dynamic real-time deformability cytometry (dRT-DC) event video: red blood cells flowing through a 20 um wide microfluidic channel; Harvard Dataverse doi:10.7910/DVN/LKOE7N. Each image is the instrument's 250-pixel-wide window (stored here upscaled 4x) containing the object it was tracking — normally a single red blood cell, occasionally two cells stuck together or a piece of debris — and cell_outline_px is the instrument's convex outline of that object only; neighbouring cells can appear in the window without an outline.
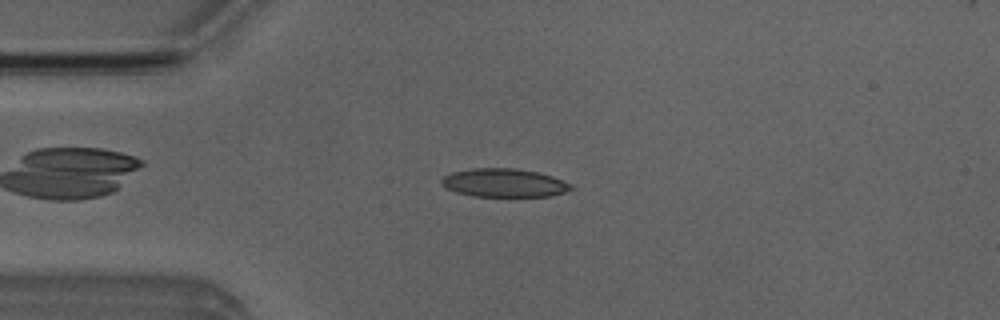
{"species": "Egyptian fruit bat (a non-hibernating species)", "species_latin": "Rousettus aegyptiacus", "temperature_condition": "room temperature", "stored_images_in_passage": 47, "camera_frame_rate_fps": 3000, "um_per_image_px": 0.085, "animal": {"sex": "male"}, "frame": {"image": 1, "passage_image": 9, "time_ms": 2.667, "image_size_px": [1000, 320], "cell_outline_px": [[576, 188], [552, 196], [472, 196], [456, 192], [440, 184], [440, 180], [444, 176], [452, 172], [472, 168], [516, 168], [536, 172], [552, 176], [572, 184]], "centroid_in_image_um": [42.86, 15.54], "position_along_channel_um": 42.1, "area_um2": 21.5}}
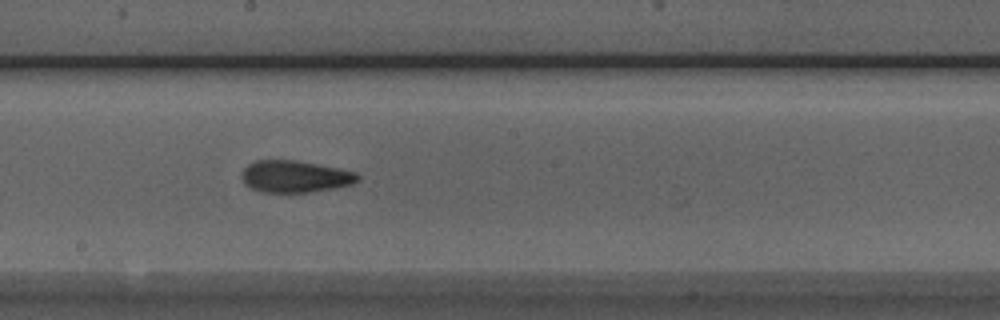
{"frame": {"image": 2, "passage_image": 24, "time_ms": 7.667, "image_size_px": [1000, 320], "cell_outline_px": [[360, 180], [352, 184], [332, 188], [308, 192], [260, 192], [244, 184], [240, 176], [244, 168], [248, 164], [256, 160], [296, 160], [356, 172], [360, 176]], "centroid_in_image_um": [25.04, 15.0], "position_along_channel_um": 223.2, "area_um2": 21.5}}
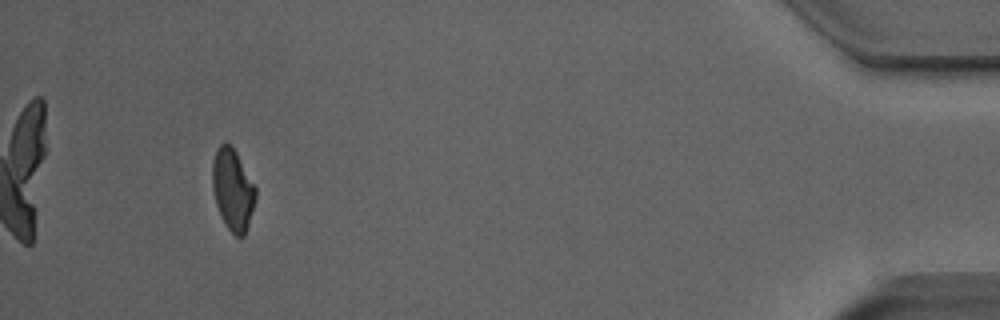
{"frame": {"image": 3, "passage_image": 44, "time_ms": 14.333, "image_size_px": [1000, 320], "cell_outline_px": [[256, 196], [248, 224], [244, 236], [236, 236], [224, 224], [216, 204], [212, 188], [212, 164], [216, 148], [224, 140], [236, 152], [256, 188]], "centroid_in_image_um": [19.76, 16.09], "position_along_channel_um": 415.4, "area_um2": 20.35}, "authors_computed_cell_mechanics": {"area_um2": 21.3282, "velocity_mm_per_s": 4.0201, "shape_relaxation_time_tau1_ms": 8.9198, "shape_relaxation_time_tau2_ms": 1.9706, "deformation_change_tau1": 0.2036, "deformation_change_tau2": 0.0907}}